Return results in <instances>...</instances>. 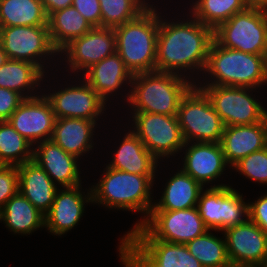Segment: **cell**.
I'll use <instances>...</instances> for the list:
<instances>
[{"label": "cell", "instance_id": "7c38bea8", "mask_svg": "<svg viewBox=\"0 0 267 267\" xmlns=\"http://www.w3.org/2000/svg\"><path fill=\"white\" fill-rule=\"evenodd\" d=\"M132 130L159 161L182 152L185 141L177 116L131 112Z\"/></svg>", "mask_w": 267, "mask_h": 267}, {"label": "cell", "instance_id": "ac0fdd59", "mask_svg": "<svg viewBox=\"0 0 267 267\" xmlns=\"http://www.w3.org/2000/svg\"><path fill=\"white\" fill-rule=\"evenodd\" d=\"M184 149L181 169L203 187L220 178L229 166L220 143L187 142L182 150Z\"/></svg>", "mask_w": 267, "mask_h": 267}, {"label": "cell", "instance_id": "e575fe53", "mask_svg": "<svg viewBox=\"0 0 267 267\" xmlns=\"http://www.w3.org/2000/svg\"><path fill=\"white\" fill-rule=\"evenodd\" d=\"M118 249L124 267H162L129 232L121 238Z\"/></svg>", "mask_w": 267, "mask_h": 267}, {"label": "cell", "instance_id": "5b68a950", "mask_svg": "<svg viewBox=\"0 0 267 267\" xmlns=\"http://www.w3.org/2000/svg\"><path fill=\"white\" fill-rule=\"evenodd\" d=\"M152 4L136 19L114 28L116 52L132 75L156 71L160 14Z\"/></svg>", "mask_w": 267, "mask_h": 267}, {"label": "cell", "instance_id": "44dd1931", "mask_svg": "<svg viewBox=\"0 0 267 267\" xmlns=\"http://www.w3.org/2000/svg\"><path fill=\"white\" fill-rule=\"evenodd\" d=\"M82 74L84 78L81 79L106 102L109 97L114 96V92L122 89L125 83V86L131 87L133 77L117 52L90 66Z\"/></svg>", "mask_w": 267, "mask_h": 267}, {"label": "cell", "instance_id": "74e56055", "mask_svg": "<svg viewBox=\"0 0 267 267\" xmlns=\"http://www.w3.org/2000/svg\"><path fill=\"white\" fill-rule=\"evenodd\" d=\"M72 6L92 27H102V15L99 0H73Z\"/></svg>", "mask_w": 267, "mask_h": 267}, {"label": "cell", "instance_id": "cb8c5ba5", "mask_svg": "<svg viewBox=\"0 0 267 267\" xmlns=\"http://www.w3.org/2000/svg\"><path fill=\"white\" fill-rule=\"evenodd\" d=\"M97 122L80 118H56L51 140L79 159L93 149Z\"/></svg>", "mask_w": 267, "mask_h": 267}, {"label": "cell", "instance_id": "4fadbf2b", "mask_svg": "<svg viewBox=\"0 0 267 267\" xmlns=\"http://www.w3.org/2000/svg\"><path fill=\"white\" fill-rule=\"evenodd\" d=\"M79 85L44 94L49 100L56 118H80L97 122L106 110L107 102L83 79ZM48 94V95H47Z\"/></svg>", "mask_w": 267, "mask_h": 267}, {"label": "cell", "instance_id": "9a60e30c", "mask_svg": "<svg viewBox=\"0 0 267 267\" xmlns=\"http://www.w3.org/2000/svg\"><path fill=\"white\" fill-rule=\"evenodd\" d=\"M55 120L52 106L43 93L25 98L7 121L35 147L51 139Z\"/></svg>", "mask_w": 267, "mask_h": 267}, {"label": "cell", "instance_id": "ab89813d", "mask_svg": "<svg viewBox=\"0 0 267 267\" xmlns=\"http://www.w3.org/2000/svg\"><path fill=\"white\" fill-rule=\"evenodd\" d=\"M249 220L260 227L267 235V193L254 202H248Z\"/></svg>", "mask_w": 267, "mask_h": 267}, {"label": "cell", "instance_id": "ffe728a7", "mask_svg": "<svg viewBox=\"0 0 267 267\" xmlns=\"http://www.w3.org/2000/svg\"><path fill=\"white\" fill-rule=\"evenodd\" d=\"M225 160L232 167L249 154L267 147V122L224 127L220 141Z\"/></svg>", "mask_w": 267, "mask_h": 267}, {"label": "cell", "instance_id": "8992f818", "mask_svg": "<svg viewBox=\"0 0 267 267\" xmlns=\"http://www.w3.org/2000/svg\"><path fill=\"white\" fill-rule=\"evenodd\" d=\"M221 46L255 55H267V8L248 6L213 30Z\"/></svg>", "mask_w": 267, "mask_h": 267}, {"label": "cell", "instance_id": "30bf717a", "mask_svg": "<svg viewBox=\"0 0 267 267\" xmlns=\"http://www.w3.org/2000/svg\"><path fill=\"white\" fill-rule=\"evenodd\" d=\"M196 85L208 96L225 127L252 125L265 119L266 108L250 93L254 88Z\"/></svg>", "mask_w": 267, "mask_h": 267}, {"label": "cell", "instance_id": "7a4b0ae2", "mask_svg": "<svg viewBox=\"0 0 267 267\" xmlns=\"http://www.w3.org/2000/svg\"><path fill=\"white\" fill-rule=\"evenodd\" d=\"M103 172V177L91 187L92 203L102 204L108 209L144 213L133 227L141 226L154 206L150 194L156 175L127 173L107 166Z\"/></svg>", "mask_w": 267, "mask_h": 267}, {"label": "cell", "instance_id": "3957f363", "mask_svg": "<svg viewBox=\"0 0 267 267\" xmlns=\"http://www.w3.org/2000/svg\"><path fill=\"white\" fill-rule=\"evenodd\" d=\"M194 84L177 73H139L133 75L131 90L125 98L133 112L177 116L181 99Z\"/></svg>", "mask_w": 267, "mask_h": 267}, {"label": "cell", "instance_id": "ba28073f", "mask_svg": "<svg viewBox=\"0 0 267 267\" xmlns=\"http://www.w3.org/2000/svg\"><path fill=\"white\" fill-rule=\"evenodd\" d=\"M177 119L185 143H220L225 126L208 96L196 84L181 99Z\"/></svg>", "mask_w": 267, "mask_h": 267}, {"label": "cell", "instance_id": "f546056e", "mask_svg": "<svg viewBox=\"0 0 267 267\" xmlns=\"http://www.w3.org/2000/svg\"><path fill=\"white\" fill-rule=\"evenodd\" d=\"M192 4L189 14L213 30L249 6L245 0H196Z\"/></svg>", "mask_w": 267, "mask_h": 267}, {"label": "cell", "instance_id": "f1b7e54d", "mask_svg": "<svg viewBox=\"0 0 267 267\" xmlns=\"http://www.w3.org/2000/svg\"><path fill=\"white\" fill-rule=\"evenodd\" d=\"M48 26L42 0H0V27Z\"/></svg>", "mask_w": 267, "mask_h": 267}, {"label": "cell", "instance_id": "1f68e13d", "mask_svg": "<svg viewBox=\"0 0 267 267\" xmlns=\"http://www.w3.org/2000/svg\"><path fill=\"white\" fill-rule=\"evenodd\" d=\"M33 148L8 121H0V162L3 165L18 166L33 160Z\"/></svg>", "mask_w": 267, "mask_h": 267}, {"label": "cell", "instance_id": "484cf974", "mask_svg": "<svg viewBox=\"0 0 267 267\" xmlns=\"http://www.w3.org/2000/svg\"><path fill=\"white\" fill-rule=\"evenodd\" d=\"M0 221L17 234H28L45 227V215L19 191L0 208Z\"/></svg>", "mask_w": 267, "mask_h": 267}, {"label": "cell", "instance_id": "e0dca14e", "mask_svg": "<svg viewBox=\"0 0 267 267\" xmlns=\"http://www.w3.org/2000/svg\"><path fill=\"white\" fill-rule=\"evenodd\" d=\"M81 186L63 187V189L60 187L57 190L51 208L45 215L44 228L50 233L56 236L64 235L80 222L85 204L93 202L91 188L87 189L85 195Z\"/></svg>", "mask_w": 267, "mask_h": 267}, {"label": "cell", "instance_id": "ee69618b", "mask_svg": "<svg viewBox=\"0 0 267 267\" xmlns=\"http://www.w3.org/2000/svg\"><path fill=\"white\" fill-rule=\"evenodd\" d=\"M8 60V57L0 45V67Z\"/></svg>", "mask_w": 267, "mask_h": 267}, {"label": "cell", "instance_id": "d4e9b609", "mask_svg": "<svg viewBox=\"0 0 267 267\" xmlns=\"http://www.w3.org/2000/svg\"><path fill=\"white\" fill-rule=\"evenodd\" d=\"M164 192L152 210H184L197 206L204 187L182 169L165 184Z\"/></svg>", "mask_w": 267, "mask_h": 267}, {"label": "cell", "instance_id": "bcb514c9", "mask_svg": "<svg viewBox=\"0 0 267 267\" xmlns=\"http://www.w3.org/2000/svg\"><path fill=\"white\" fill-rule=\"evenodd\" d=\"M265 119H266V122H267V110H265Z\"/></svg>", "mask_w": 267, "mask_h": 267}, {"label": "cell", "instance_id": "836d02e7", "mask_svg": "<svg viewBox=\"0 0 267 267\" xmlns=\"http://www.w3.org/2000/svg\"><path fill=\"white\" fill-rule=\"evenodd\" d=\"M99 2L102 27L109 28H115L136 19L150 6L147 0H99Z\"/></svg>", "mask_w": 267, "mask_h": 267}, {"label": "cell", "instance_id": "83f0119b", "mask_svg": "<svg viewBox=\"0 0 267 267\" xmlns=\"http://www.w3.org/2000/svg\"><path fill=\"white\" fill-rule=\"evenodd\" d=\"M92 28L73 6L53 12L48 17L51 42L58 52L75 38L82 37Z\"/></svg>", "mask_w": 267, "mask_h": 267}, {"label": "cell", "instance_id": "d590c367", "mask_svg": "<svg viewBox=\"0 0 267 267\" xmlns=\"http://www.w3.org/2000/svg\"><path fill=\"white\" fill-rule=\"evenodd\" d=\"M240 175L267 185V147L253 152L232 166Z\"/></svg>", "mask_w": 267, "mask_h": 267}, {"label": "cell", "instance_id": "b9f144b4", "mask_svg": "<svg viewBox=\"0 0 267 267\" xmlns=\"http://www.w3.org/2000/svg\"><path fill=\"white\" fill-rule=\"evenodd\" d=\"M249 6H260L267 8V0H245Z\"/></svg>", "mask_w": 267, "mask_h": 267}, {"label": "cell", "instance_id": "f6af8a7d", "mask_svg": "<svg viewBox=\"0 0 267 267\" xmlns=\"http://www.w3.org/2000/svg\"><path fill=\"white\" fill-rule=\"evenodd\" d=\"M261 267H267V257L264 259Z\"/></svg>", "mask_w": 267, "mask_h": 267}, {"label": "cell", "instance_id": "d6986e66", "mask_svg": "<svg viewBox=\"0 0 267 267\" xmlns=\"http://www.w3.org/2000/svg\"><path fill=\"white\" fill-rule=\"evenodd\" d=\"M33 148L35 161L59 187L81 185L80 168L77 157L65 152L51 139L36 144Z\"/></svg>", "mask_w": 267, "mask_h": 267}, {"label": "cell", "instance_id": "4316f807", "mask_svg": "<svg viewBox=\"0 0 267 267\" xmlns=\"http://www.w3.org/2000/svg\"><path fill=\"white\" fill-rule=\"evenodd\" d=\"M44 77L45 74L35 64L8 59L0 67V88L14 90L24 98H32L39 95L40 92L37 94L36 91L41 89L40 82Z\"/></svg>", "mask_w": 267, "mask_h": 267}, {"label": "cell", "instance_id": "d6a6232c", "mask_svg": "<svg viewBox=\"0 0 267 267\" xmlns=\"http://www.w3.org/2000/svg\"><path fill=\"white\" fill-rule=\"evenodd\" d=\"M185 245L203 267H227L230 263L225 238H218L210 230Z\"/></svg>", "mask_w": 267, "mask_h": 267}, {"label": "cell", "instance_id": "8d00e7d4", "mask_svg": "<svg viewBox=\"0 0 267 267\" xmlns=\"http://www.w3.org/2000/svg\"><path fill=\"white\" fill-rule=\"evenodd\" d=\"M17 166L0 168V208L19 191Z\"/></svg>", "mask_w": 267, "mask_h": 267}, {"label": "cell", "instance_id": "2e32d148", "mask_svg": "<svg viewBox=\"0 0 267 267\" xmlns=\"http://www.w3.org/2000/svg\"><path fill=\"white\" fill-rule=\"evenodd\" d=\"M229 261L262 265L267 257V235L251 220L223 231Z\"/></svg>", "mask_w": 267, "mask_h": 267}, {"label": "cell", "instance_id": "6da1fadb", "mask_svg": "<svg viewBox=\"0 0 267 267\" xmlns=\"http://www.w3.org/2000/svg\"><path fill=\"white\" fill-rule=\"evenodd\" d=\"M159 13L156 71L177 73L196 84L195 81L198 79L193 78V74L197 72V75L199 73L201 75L205 70L209 48L213 41V29L203 25L192 15H187L191 18H187L186 21L168 22L162 18L161 12Z\"/></svg>", "mask_w": 267, "mask_h": 267}, {"label": "cell", "instance_id": "8fae6325", "mask_svg": "<svg viewBox=\"0 0 267 267\" xmlns=\"http://www.w3.org/2000/svg\"><path fill=\"white\" fill-rule=\"evenodd\" d=\"M0 45L8 59L31 62L44 74L47 59L59 56L52 45L48 26L0 27Z\"/></svg>", "mask_w": 267, "mask_h": 267}, {"label": "cell", "instance_id": "4dcf8cb0", "mask_svg": "<svg viewBox=\"0 0 267 267\" xmlns=\"http://www.w3.org/2000/svg\"><path fill=\"white\" fill-rule=\"evenodd\" d=\"M162 267H203L187 246L157 239H136Z\"/></svg>", "mask_w": 267, "mask_h": 267}, {"label": "cell", "instance_id": "5bb4252c", "mask_svg": "<svg viewBox=\"0 0 267 267\" xmlns=\"http://www.w3.org/2000/svg\"><path fill=\"white\" fill-rule=\"evenodd\" d=\"M116 52L114 28L93 27L82 37L75 38L59 54L74 74L84 72L90 66L100 62ZM65 54V55H64Z\"/></svg>", "mask_w": 267, "mask_h": 267}, {"label": "cell", "instance_id": "603a6c76", "mask_svg": "<svg viewBox=\"0 0 267 267\" xmlns=\"http://www.w3.org/2000/svg\"><path fill=\"white\" fill-rule=\"evenodd\" d=\"M117 148L107 167L139 175H155L159 160L146 149L132 130L126 132Z\"/></svg>", "mask_w": 267, "mask_h": 267}, {"label": "cell", "instance_id": "9c48e42d", "mask_svg": "<svg viewBox=\"0 0 267 267\" xmlns=\"http://www.w3.org/2000/svg\"><path fill=\"white\" fill-rule=\"evenodd\" d=\"M230 185L217 184L202 190L197 209L208 230L223 232L249 219L248 203Z\"/></svg>", "mask_w": 267, "mask_h": 267}, {"label": "cell", "instance_id": "60d3db41", "mask_svg": "<svg viewBox=\"0 0 267 267\" xmlns=\"http://www.w3.org/2000/svg\"><path fill=\"white\" fill-rule=\"evenodd\" d=\"M42 3L49 17L53 12L72 6L73 0H42Z\"/></svg>", "mask_w": 267, "mask_h": 267}, {"label": "cell", "instance_id": "52a82bcc", "mask_svg": "<svg viewBox=\"0 0 267 267\" xmlns=\"http://www.w3.org/2000/svg\"><path fill=\"white\" fill-rule=\"evenodd\" d=\"M208 231L197 207L184 210H151L139 227L128 231L135 239H157L186 244Z\"/></svg>", "mask_w": 267, "mask_h": 267}, {"label": "cell", "instance_id": "f35d334b", "mask_svg": "<svg viewBox=\"0 0 267 267\" xmlns=\"http://www.w3.org/2000/svg\"><path fill=\"white\" fill-rule=\"evenodd\" d=\"M24 99L14 90L0 88V121H7Z\"/></svg>", "mask_w": 267, "mask_h": 267}, {"label": "cell", "instance_id": "7402d4cb", "mask_svg": "<svg viewBox=\"0 0 267 267\" xmlns=\"http://www.w3.org/2000/svg\"><path fill=\"white\" fill-rule=\"evenodd\" d=\"M19 192L41 213L46 215L59 187L33 160L17 166Z\"/></svg>", "mask_w": 267, "mask_h": 267}, {"label": "cell", "instance_id": "277c9868", "mask_svg": "<svg viewBox=\"0 0 267 267\" xmlns=\"http://www.w3.org/2000/svg\"><path fill=\"white\" fill-rule=\"evenodd\" d=\"M204 73L210 81H205ZM203 81L206 83L202 84L198 81V84L254 88L255 90L258 87L262 88V85L267 84V55L228 49L213 39L203 72Z\"/></svg>", "mask_w": 267, "mask_h": 267}, {"label": "cell", "instance_id": "7bdbcfd3", "mask_svg": "<svg viewBox=\"0 0 267 267\" xmlns=\"http://www.w3.org/2000/svg\"><path fill=\"white\" fill-rule=\"evenodd\" d=\"M227 267H261V266L260 265H253V264H239V263L230 262Z\"/></svg>", "mask_w": 267, "mask_h": 267}]
</instances>
